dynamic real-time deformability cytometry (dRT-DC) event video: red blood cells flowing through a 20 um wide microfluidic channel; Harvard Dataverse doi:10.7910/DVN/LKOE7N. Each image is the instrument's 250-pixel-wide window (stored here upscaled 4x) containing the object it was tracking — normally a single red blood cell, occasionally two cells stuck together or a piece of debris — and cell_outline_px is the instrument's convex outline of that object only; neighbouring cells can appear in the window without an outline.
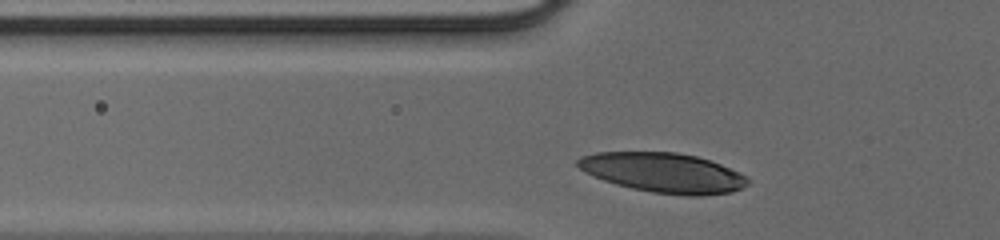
{"species": "human", "species_latin": "Homo sapiens", "temperature_condition": "cold", "stored_images_in_passage": 27, "camera_frame_rate_fps": 3000, "um_per_image_px": 0.085, "donor": {"sex": "male"}, "frame": {"image": 1, "passage_image": 4, "time_ms": 1.0, "image_size_px": [1000, 240], "cell_outline_px": [[748, 184], [744, 188], [732, 192], [700, 196], [688, 196], [652, 192], [632, 188], [616, 184], [592, 176], [584, 172], [576, 164], [576, 160], [580, 156], [596, 152], [676, 152], [696, 156], [720, 164], [740, 172], [748, 180]], "centroid_in_image_um": [56.37, 14.68], "position_along_channel_um": 69.4, "area_um2": 39.42}}
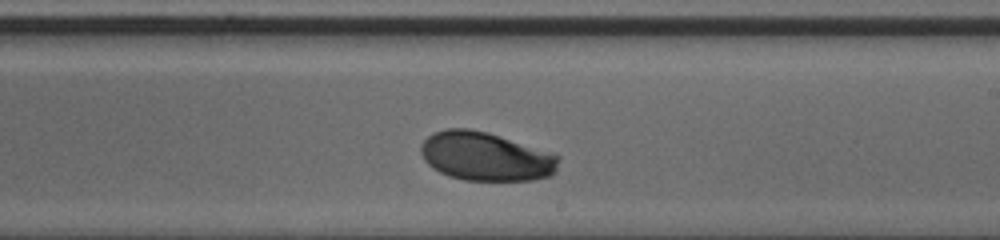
{"frame": {"image": 2, "passage_image": 17, "time_ms": 5.333, "image_size_px": [1000, 240], "cell_outline_px": [[560, 160], [556, 172], [552, 176], [532, 180], [464, 180], [448, 176], [432, 168], [424, 160], [420, 152], [420, 144], [432, 132], [444, 128], [468, 128], [488, 132], [556, 152], [560, 156]], "centroid_in_image_um": [41.33, 13.28], "position_along_channel_um": 247.7, "area_um2": 40.0}}
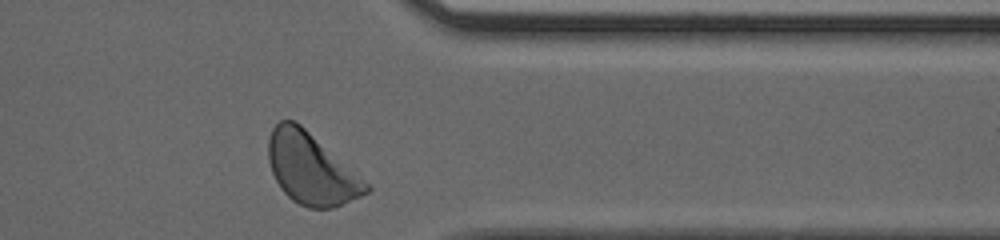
{"frame": {"image": 3, "passage_image": 27, "time_ms": 8.667, "image_size_px": [1000, 240], "cell_outline_px": [[372, 188], [368, 192], [360, 196], [332, 208], [308, 208], [292, 200], [280, 188], [272, 172], [268, 160], [268, 140], [272, 128], [280, 120], [292, 120], [300, 124], [368, 184]], "centroid_in_image_um": [26.39, 14.35], "position_along_channel_um": 385.0, "area_um2": 39.71}}